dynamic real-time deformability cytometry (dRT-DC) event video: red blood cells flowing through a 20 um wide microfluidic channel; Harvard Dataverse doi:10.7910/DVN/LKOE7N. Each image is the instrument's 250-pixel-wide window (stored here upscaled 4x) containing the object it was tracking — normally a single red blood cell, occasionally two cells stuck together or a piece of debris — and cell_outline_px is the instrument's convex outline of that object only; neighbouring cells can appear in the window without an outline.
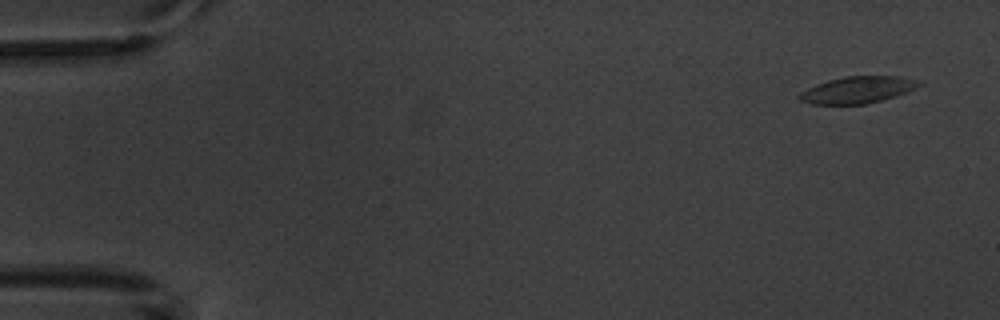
{"species": "common noctule bat (a hibernating species)", "species_latin": "Nyctalus noctula", "temperature_condition": "warm", "stored_images_in_passage": 4, "camera_frame_rate_fps": 3000, "um_per_image_px": 0.085, "animal": {"sex": "male", "body_mass_g": 20.1, "forearm_length_mm": 53.5}, "frame": {"image": 1, "passage_image": 1, "time_ms": 0.0, "image_size_px": [1000, 320], "cell_outline_px": [[924, 84], [908, 92], [884, 100], [864, 104], [808, 104], [800, 100], [796, 96], [800, 92], [816, 84], [828, 80], [844, 76], [900, 76], [916, 80]], "centroid_in_image_um": [72.89, 7.64], "position_along_channel_um": 12.1, "area_um2": 18.84}}
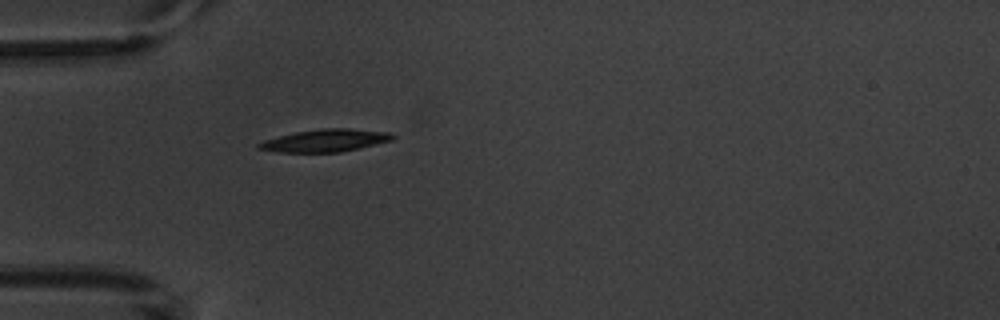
{"frame": {"image": 2, "passage_image": 4, "time_ms": 4.667, "image_size_px": [1000, 320], "cell_outline_px": [[396, 136], [392, 140], [360, 148], [340, 152], [276, 152], [256, 148], [256, 144], [264, 140], [296, 132], [324, 128], [348, 128], [388, 132]], "centroid_in_image_um": [27.64, 11.95], "position_along_channel_um": 57.4, "area_um2": 17.46}}